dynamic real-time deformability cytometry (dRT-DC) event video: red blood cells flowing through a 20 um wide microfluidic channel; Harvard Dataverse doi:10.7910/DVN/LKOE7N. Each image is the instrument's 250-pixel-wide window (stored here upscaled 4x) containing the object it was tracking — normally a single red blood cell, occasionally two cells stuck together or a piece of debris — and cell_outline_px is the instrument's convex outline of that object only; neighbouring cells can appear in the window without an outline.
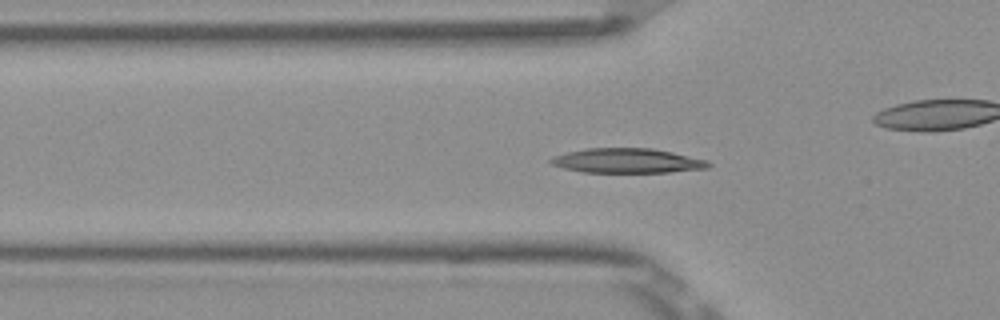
{"species": "Egyptian fruit bat (a non-hibernating species)", "species_latin": "Rousettus aegyptiacus", "temperature_condition": "room temperature", "stored_images_in_passage": 53, "camera_frame_rate_fps": 3000, "um_per_image_px": 0.085, "frame": {"image": 1, "passage_image": 17, "time_ms": 5.333, "image_size_px": [1000, 320], "cell_outline_px": [[712, 164], [708, 168], [668, 172], [584, 172], [564, 168], [552, 164], [548, 160], [552, 156], [584, 148], [652, 148], [672, 152], [708, 160]], "centroid_in_image_um": [53.32, 13.65], "position_along_channel_um": 72.5, "area_um2": 22.6}}
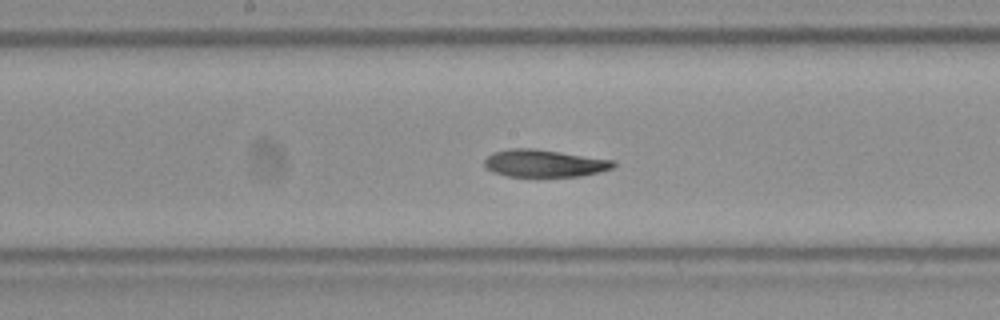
{"frame": {"image": 2, "passage_image": 27, "time_ms": 8.667, "image_size_px": [1000, 320], "cell_outline_px": [[616, 164], [612, 168], [580, 176], [536, 180], [508, 176], [492, 172], [484, 168], [484, 160], [492, 152], [512, 148], [532, 148], [616, 160]], "centroid_in_image_um": [46.21, 13.93], "position_along_channel_um": 202.0, "area_um2": 21.56}}
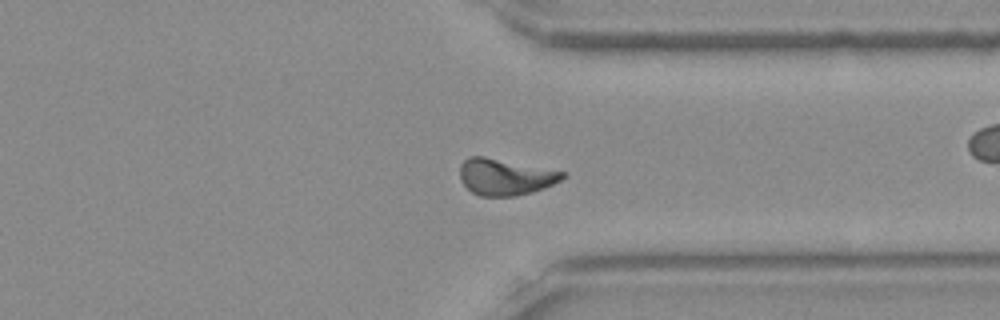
{"frame": {"image": 3, "passage_image": 40, "time_ms": 13.0, "image_size_px": [1000, 320], "cell_outline_px": [[564, 176], [560, 180], [544, 188], [532, 192], [516, 196], [480, 196], [472, 192], [460, 180], [460, 164], [468, 156], [484, 156], [564, 172]], "centroid_in_image_um": [42.89, 15.04], "position_along_channel_um": 368.5, "area_um2": 21.56}, "authors_computed_cell_mechanics": {"area_um2": 21.386, "velocity_mm_per_s": 3.8561, "shape_relaxation_time_tau1_ms": 3.7353, "shape_relaxation_time_tau2_ms": 5.2219, "deformation_change_tau1": 0.1289, "deformation_change_tau2": 0.1097}}